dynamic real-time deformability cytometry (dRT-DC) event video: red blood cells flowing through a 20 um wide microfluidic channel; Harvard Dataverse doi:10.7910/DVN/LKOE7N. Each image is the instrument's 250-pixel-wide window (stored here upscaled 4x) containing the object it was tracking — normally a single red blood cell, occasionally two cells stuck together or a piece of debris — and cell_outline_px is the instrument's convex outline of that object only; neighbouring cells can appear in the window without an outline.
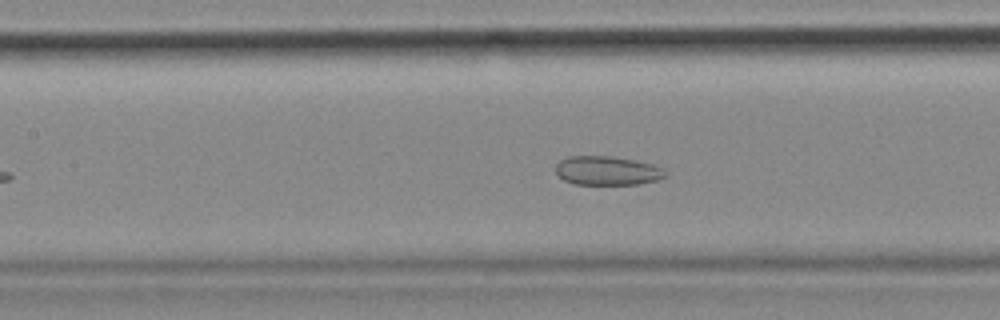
{"species": "common noctule bat (a hibernating species)", "species_latin": "Nyctalus noctula", "temperature_condition": "cold", "stored_images_in_passage": 41, "camera_frame_rate_fps": 3000, "um_per_image_px": 0.085, "animal": {"sex": "female", "body_mass_g": 18.4}, "frame": {"image": 1, "passage_image": 18, "time_ms": 5.667, "image_size_px": [1000, 320], "cell_outline_px": [[668, 176], [660, 180], [636, 184], [572, 184], [564, 180], [556, 172], [556, 164], [560, 160], [568, 156], [612, 156], [652, 164], [664, 168], [668, 172]], "centroid_in_image_um": [51.65, 14.51], "position_along_channel_um": 155.7, "area_um2": 18.67}}